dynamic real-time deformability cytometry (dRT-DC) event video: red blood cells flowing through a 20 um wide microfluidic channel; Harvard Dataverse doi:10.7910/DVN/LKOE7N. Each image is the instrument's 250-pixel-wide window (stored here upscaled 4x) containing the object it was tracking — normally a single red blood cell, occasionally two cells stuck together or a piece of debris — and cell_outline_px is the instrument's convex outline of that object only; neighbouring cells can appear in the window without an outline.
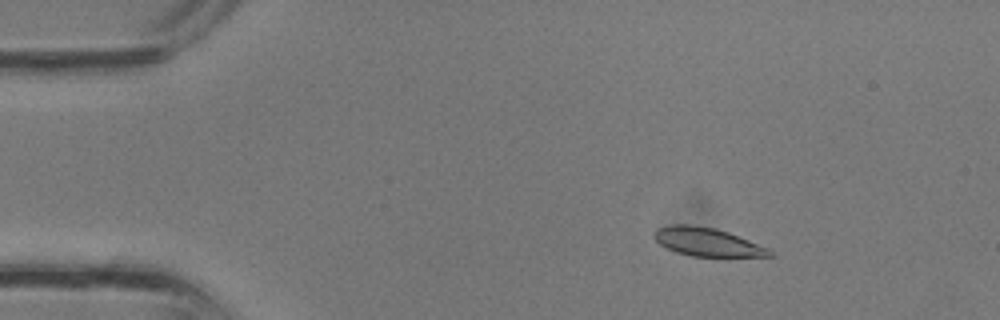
{"species": "common noctule bat (a hibernating species)", "species_latin": "Nyctalus noctula", "temperature_condition": "room temperature", "stored_images_in_passage": 36, "camera_frame_rate_fps": 3000, "um_per_image_px": 0.085, "animal": {"sex": "male", "body_mass_g": 13.3}, "frame": {"image": 1, "passage_image": 6, "time_ms": 1.667, "image_size_px": [1000, 320], "cell_outline_px": [[776, 256], [692, 256], [676, 252], [660, 244], [652, 236], [652, 232], [656, 228], [672, 224], [692, 224], [716, 228], [728, 232], [768, 248]], "centroid_in_image_um": [60.06, 20.55], "position_along_channel_um": 24.9, "area_um2": 19.07}}
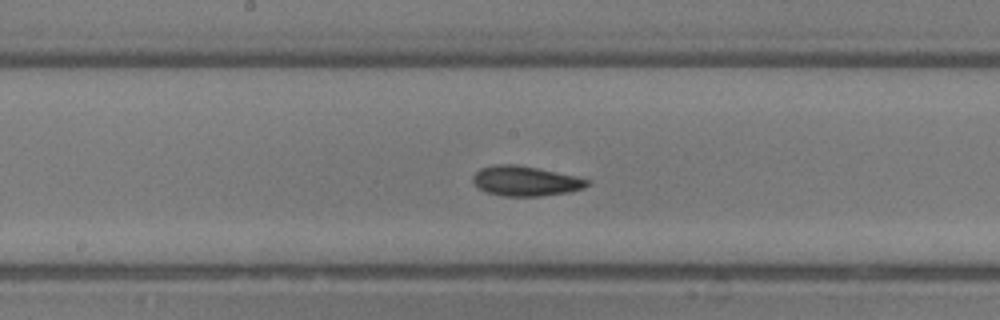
{"frame": {"image": 2, "passage_image": 19, "time_ms": 6.0, "image_size_px": [1000, 320], "cell_outline_px": [[592, 180], [584, 188], [568, 192], [540, 196], [500, 196], [484, 192], [472, 180], [472, 176], [480, 168], [496, 164], [516, 164], [576, 176]], "centroid_in_image_um": [44.65, 15.39], "position_along_channel_um": 203.5, "area_um2": 19.94}}
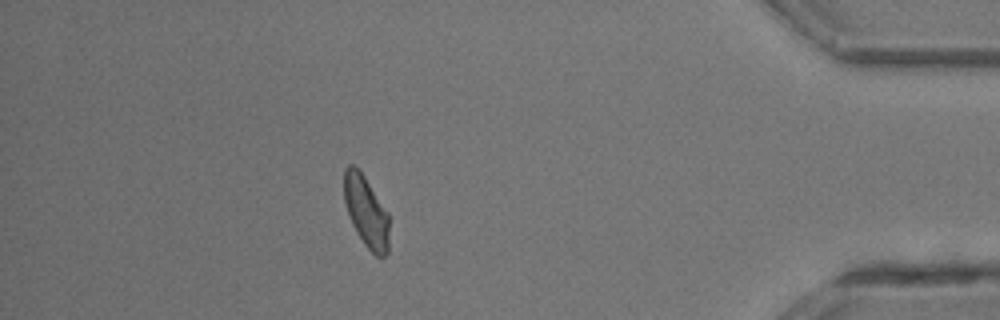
{"frame": {"image": 3, "passage_image": 32, "time_ms": 10.333, "image_size_px": [1000, 320], "cell_outline_px": [[388, 252], [380, 260], [364, 244], [356, 232], [352, 224], [344, 200], [344, 168], [348, 164], [352, 164], [364, 176], [388, 212]], "centroid_in_image_um": [31.12, 18.0], "position_along_channel_um": 404.1, "area_um2": 18.61}}